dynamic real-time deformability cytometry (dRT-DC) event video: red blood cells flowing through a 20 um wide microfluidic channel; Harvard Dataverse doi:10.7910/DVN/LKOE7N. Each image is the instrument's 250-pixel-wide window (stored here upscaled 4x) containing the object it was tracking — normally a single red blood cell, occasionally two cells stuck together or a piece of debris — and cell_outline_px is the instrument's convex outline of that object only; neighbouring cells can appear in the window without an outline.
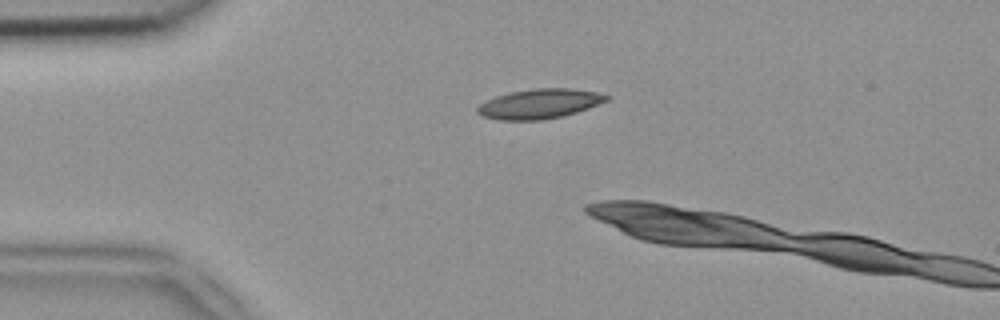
{"species": "common noctule bat (a hibernating species)", "species_latin": "Nyctalus noctula", "temperature_condition": "room temperature", "stored_images_in_passage": 3, "camera_frame_rate_fps": 3000, "um_per_image_px": 0.085, "animal": {"sex": "female", "body_mass_g": 18.4}, "frame": {"image": 1, "passage_image": 1, "time_ms": 0.0, "image_size_px": [1000, 320], "cell_outline_px": [[612, 96], [608, 100], [588, 108], [576, 112], [544, 120], [500, 120], [484, 116], [476, 112], [476, 108], [480, 104], [496, 96], [512, 92], [532, 88], [568, 88], [596, 92]], "centroid_in_image_um": [45.87, 8.82], "position_along_channel_um": 39.1, "area_um2": 22.14}}